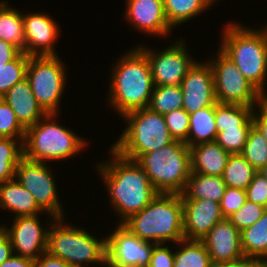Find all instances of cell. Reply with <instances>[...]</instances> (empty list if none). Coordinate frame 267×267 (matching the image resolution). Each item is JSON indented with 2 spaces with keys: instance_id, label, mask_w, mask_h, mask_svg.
I'll return each instance as SVG.
<instances>
[{
  "instance_id": "1",
  "label": "cell",
  "mask_w": 267,
  "mask_h": 267,
  "mask_svg": "<svg viewBox=\"0 0 267 267\" xmlns=\"http://www.w3.org/2000/svg\"><path fill=\"white\" fill-rule=\"evenodd\" d=\"M112 158L96 164L102 175L114 212L122 224L133 214L140 212L158 194L146 171L135 161L123 157L112 147Z\"/></svg>"
},
{
  "instance_id": "2",
  "label": "cell",
  "mask_w": 267,
  "mask_h": 267,
  "mask_svg": "<svg viewBox=\"0 0 267 267\" xmlns=\"http://www.w3.org/2000/svg\"><path fill=\"white\" fill-rule=\"evenodd\" d=\"M111 74L107 102L113 110L122 117L130 111L148 107L154 83L149 60L139 47L122 54L112 66Z\"/></svg>"
},
{
  "instance_id": "3",
  "label": "cell",
  "mask_w": 267,
  "mask_h": 267,
  "mask_svg": "<svg viewBox=\"0 0 267 267\" xmlns=\"http://www.w3.org/2000/svg\"><path fill=\"white\" fill-rule=\"evenodd\" d=\"M222 32L219 48L231 58L243 76L267 96V25L256 30L230 22Z\"/></svg>"
},
{
  "instance_id": "4",
  "label": "cell",
  "mask_w": 267,
  "mask_h": 267,
  "mask_svg": "<svg viewBox=\"0 0 267 267\" xmlns=\"http://www.w3.org/2000/svg\"><path fill=\"white\" fill-rule=\"evenodd\" d=\"M122 225L142 240L155 244L177 243L184 239L181 194L158 193L140 212Z\"/></svg>"
},
{
  "instance_id": "5",
  "label": "cell",
  "mask_w": 267,
  "mask_h": 267,
  "mask_svg": "<svg viewBox=\"0 0 267 267\" xmlns=\"http://www.w3.org/2000/svg\"><path fill=\"white\" fill-rule=\"evenodd\" d=\"M58 114L49 113L28 127L23 141V157L34 162L48 163L76 156L87 144L71 129L58 125Z\"/></svg>"
},
{
  "instance_id": "6",
  "label": "cell",
  "mask_w": 267,
  "mask_h": 267,
  "mask_svg": "<svg viewBox=\"0 0 267 267\" xmlns=\"http://www.w3.org/2000/svg\"><path fill=\"white\" fill-rule=\"evenodd\" d=\"M64 218L49 222L46 252L72 267L102 264L106 266V237L97 239L85 229L69 226ZM66 224V225H65ZM88 267V266H86Z\"/></svg>"
},
{
  "instance_id": "7",
  "label": "cell",
  "mask_w": 267,
  "mask_h": 267,
  "mask_svg": "<svg viewBox=\"0 0 267 267\" xmlns=\"http://www.w3.org/2000/svg\"><path fill=\"white\" fill-rule=\"evenodd\" d=\"M122 117L127 126L111 147L123 157L136 161L141 155L175 141L164 116L148 107L130 111Z\"/></svg>"
},
{
  "instance_id": "8",
  "label": "cell",
  "mask_w": 267,
  "mask_h": 267,
  "mask_svg": "<svg viewBox=\"0 0 267 267\" xmlns=\"http://www.w3.org/2000/svg\"><path fill=\"white\" fill-rule=\"evenodd\" d=\"M136 162L146 171L158 193H183L191 173L190 149L184 142L175 140L141 155Z\"/></svg>"
},
{
  "instance_id": "9",
  "label": "cell",
  "mask_w": 267,
  "mask_h": 267,
  "mask_svg": "<svg viewBox=\"0 0 267 267\" xmlns=\"http://www.w3.org/2000/svg\"><path fill=\"white\" fill-rule=\"evenodd\" d=\"M57 56H30L26 78L38 104L47 113L58 114L66 86V66Z\"/></svg>"
},
{
  "instance_id": "10",
  "label": "cell",
  "mask_w": 267,
  "mask_h": 267,
  "mask_svg": "<svg viewBox=\"0 0 267 267\" xmlns=\"http://www.w3.org/2000/svg\"><path fill=\"white\" fill-rule=\"evenodd\" d=\"M217 57L209 61L212 68L217 103L255 106L265 97L237 68L220 48Z\"/></svg>"
},
{
  "instance_id": "11",
  "label": "cell",
  "mask_w": 267,
  "mask_h": 267,
  "mask_svg": "<svg viewBox=\"0 0 267 267\" xmlns=\"http://www.w3.org/2000/svg\"><path fill=\"white\" fill-rule=\"evenodd\" d=\"M48 166L47 163L23 157L16 166L15 179L32 194L35 202L49 214L50 219L55 220L64 217V208L59 202L55 179Z\"/></svg>"
},
{
  "instance_id": "12",
  "label": "cell",
  "mask_w": 267,
  "mask_h": 267,
  "mask_svg": "<svg viewBox=\"0 0 267 267\" xmlns=\"http://www.w3.org/2000/svg\"><path fill=\"white\" fill-rule=\"evenodd\" d=\"M185 40L180 39L162 51L138 47L147 56L154 86H176L182 83L187 71L195 64L196 59L189 55Z\"/></svg>"
},
{
  "instance_id": "13",
  "label": "cell",
  "mask_w": 267,
  "mask_h": 267,
  "mask_svg": "<svg viewBox=\"0 0 267 267\" xmlns=\"http://www.w3.org/2000/svg\"><path fill=\"white\" fill-rule=\"evenodd\" d=\"M106 237V265L109 267H148L153 242L132 234L122 224Z\"/></svg>"
},
{
  "instance_id": "14",
  "label": "cell",
  "mask_w": 267,
  "mask_h": 267,
  "mask_svg": "<svg viewBox=\"0 0 267 267\" xmlns=\"http://www.w3.org/2000/svg\"><path fill=\"white\" fill-rule=\"evenodd\" d=\"M38 216L15 217L10 228L2 225L10 239L13 254L35 261L46 251L49 228L41 224Z\"/></svg>"
},
{
  "instance_id": "15",
  "label": "cell",
  "mask_w": 267,
  "mask_h": 267,
  "mask_svg": "<svg viewBox=\"0 0 267 267\" xmlns=\"http://www.w3.org/2000/svg\"><path fill=\"white\" fill-rule=\"evenodd\" d=\"M206 62L196 61L180 84L183 109L188 114L217 104L212 68L209 62Z\"/></svg>"
},
{
  "instance_id": "16",
  "label": "cell",
  "mask_w": 267,
  "mask_h": 267,
  "mask_svg": "<svg viewBox=\"0 0 267 267\" xmlns=\"http://www.w3.org/2000/svg\"><path fill=\"white\" fill-rule=\"evenodd\" d=\"M25 31V53L28 56H57L54 43L59 37V26L49 15L22 14Z\"/></svg>"
},
{
  "instance_id": "17",
  "label": "cell",
  "mask_w": 267,
  "mask_h": 267,
  "mask_svg": "<svg viewBox=\"0 0 267 267\" xmlns=\"http://www.w3.org/2000/svg\"><path fill=\"white\" fill-rule=\"evenodd\" d=\"M184 239L201 240L224 217L218 202L207 199H181Z\"/></svg>"
},
{
  "instance_id": "18",
  "label": "cell",
  "mask_w": 267,
  "mask_h": 267,
  "mask_svg": "<svg viewBox=\"0 0 267 267\" xmlns=\"http://www.w3.org/2000/svg\"><path fill=\"white\" fill-rule=\"evenodd\" d=\"M124 19L136 30L154 36L169 35L173 29L165 16L163 0H126Z\"/></svg>"
},
{
  "instance_id": "19",
  "label": "cell",
  "mask_w": 267,
  "mask_h": 267,
  "mask_svg": "<svg viewBox=\"0 0 267 267\" xmlns=\"http://www.w3.org/2000/svg\"><path fill=\"white\" fill-rule=\"evenodd\" d=\"M213 264L233 261L244 256L240 231L228 218L217 222L201 239Z\"/></svg>"
},
{
  "instance_id": "20",
  "label": "cell",
  "mask_w": 267,
  "mask_h": 267,
  "mask_svg": "<svg viewBox=\"0 0 267 267\" xmlns=\"http://www.w3.org/2000/svg\"><path fill=\"white\" fill-rule=\"evenodd\" d=\"M2 99L12 108L19 123L27 129L47 113L38 104L27 78L16 83Z\"/></svg>"
},
{
  "instance_id": "21",
  "label": "cell",
  "mask_w": 267,
  "mask_h": 267,
  "mask_svg": "<svg viewBox=\"0 0 267 267\" xmlns=\"http://www.w3.org/2000/svg\"><path fill=\"white\" fill-rule=\"evenodd\" d=\"M191 172L212 176H222L229 152L216 141L203 142L189 147Z\"/></svg>"
},
{
  "instance_id": "22",
  "label": "cell",
  "mask_w": 267,
  "mask_h": 267,
  "mask_svg": "<svg viewBox=\"0 0 267 267\" xmlns=\"http://www.w3.org/2000/svg\"><path fill=\"white\" fill-rule=\"evenodd\" d=\"M0 208L15 213L14 217L33 216L44 212L32 194L16 179L0 184Z\"/></svg>"
},
{
  "instance_id": "23",
  "label": "cell",
  "mask_w": 267,
  "mask_h": 267,
  "mask_svg": "<svg viewBox=\"0 0 267 267\" xmlns=\"http://www.w3.org/2000/svg\"><path fill=\"white\" fill-rule=\"evenodd\" d=\"M225 188L222 176L191 172L181 199H207L220 203Z\"/></svg>"
},
{
  "instance_id": "24",
  "label": "cell",
  "mask_w": 267,
  "mask_h": 267,
  "mask_svg": "<svg viewBox=\"0 0 267 267\" xmlns=\"http://www.w3.org/2000/svg\"><path fill=\"white\" fill-rule=\"evenodd\" d=\"M188 138L184 142L188 147L203 142H213L217 136L215 123V105L199 109L189 114Z\"/></svg>"
},
{
  "instance_id": "25",
  "label": "cell",
  "mask_w": 267,
  "mask_h": 267,
  "mask_svg": "<svg viewBox=\"0 0 267 267\" xmlns=\"http://www.w3.org/2000/svg\"><path fill=\"white\" fill-rule=\"evenodd\" d=\"M0 39L15 45L25 53V31L23 17L5 1H0Z\"/></svg>"
},
{
  "instance_id": "26",
  "label": "cell",
  "mask_w": 267,
  "mask_h": 267,
  "mask_svg": "<svg viewBox=\"0 0 267 267\" xmlns=\"http://www.w3.org/2000/svg\"><path fill=\"white\" fill-rule=\"evenodd\" d=\"M254 108L239 104L215 105V123L218 132L231 128H252Z\"/></svg>"
},
{
  "instance_id": "27",
  "label": "cell",
  "mask_w": 267,
  "mask_h": 267,
  "mask_svg": "<svg viewBox=\"0 0 267 267\" xmlns=\"http://www.w3.org/2000/svg\"><path fill=\"white\" fill-rule=\"evenodd\" d=\"M244 256L261 260L267 253V208L262 217L240 232Z\"/></svg>"
},
{
  "instance_id": "28",
  "label": "cell",
  "mask_w": 267,
  "mask_h": 267,
  "mask_svg": "<svg viewBox=\"0 0 267 267\" xmlns=\"http://www.w3.org/2000/svg\"><path fill=\"white\" fill-rule=\"evenodd\" d=\"M163 4L166 19L172 28L210 9L208 7L212 5L208 0H163Z\"/></svg>"
},
{
  "instance_id": "29",
  "label": "cell",
  "mask_w": 267,
  "mask_h": 267,
  "mask_svg": "<svg viewBox=\"0 0 267 267\" xmlns=\"http://www.w3.org/2000/svg\"><path fill=\"white\" fill-rule=\"evenodd\" d=\"M174 267H212L211 257L201 240L183 239L176 243Z\"/></svg>"
},
{
  "instance_id": "30",
  "label": "cell",
  "mask_w": 267,
  "mask_h": 267,
  "mask_svg": "<svg viewBox=\"0 0 267 267\" xmlns=\"http://www.w3.org/2000/svg\"><path fill=\"white\" fill-rule=\"evenodd\" d=\"M258 171L241 154H231L222 174L226 186L246 190Z\"/></svg>"
},
{
  "instance_id": "31",
  "label": "cell",
  "mask_w": 267,
  "mask_h": 267,
  "mask_svg": "<svg viewBox=\"0 0 267 267\" xmlns=\"http://www.w3.org/2000/svg\"><path fill=\"white\" fill-rule=\"evenodd\" d=\"M22 158L21 140L11 137L0 138V184L15 179V169Z\"/></svg>"
},
{
  "instance_id": "32",
  "label": "cell",
  "mask_w": 267,
  "mask_h": 267,
  "mask_svg": "<svg viewBox=\"0 0 267 267\" xmlns=\"http://www.w3.org/2000/svg\"><path fill=\"white\" fill-rule=\"evenodd\" d=\"M148 108L161 115L183 108V92L180 85L154 86Z\"/></svg>"
},
{
  "instance_id": "33",
  "label": "cell",
  "mask_w": 267,
  "mask_h": 267,
  "mask_svg": "<svg viewBox=\"0 0 267 267\" xmlns=\"http://www.w3.org/2000/svg\"><path fill=\"white\" fill-rule=\"evenodd\" d=\"M241 155L257 171H260L263 167L267 166V141L254 126H252L249 131Z\"/></svg>"
},
{
  "instance_id": "34",
  "label": "cell",
  "mask_w": 267,
  "mask_h": 267,
  "mask_svg": "<svg viewBox=\"0 0 267 267\" xmlns=\"http://www.w3.org/2000/svg\"><path fill=\"white\" fill-rule=\"evenodd\" d=\"M29 57L26 53L21 52L15 59L0 68V98L16 83L26 78Z\"/></svg>"
},
{
  "instance_id": "35",
  "label": "cell",
  "mask_w": 267,
  "mask_h": 267,
  "mask_svg": "<svg viewBox=\"0 0 267 267\" xmlns=\"http://www.w3.org/2000/svg\"><path fill=\"white\" fill-rule=\"evenodd\" d=\"M26 129L19 123L12 108L0 98V138L11 137L24 141Z\"/></svg>"
},
{
  "instance_id": "36",
  "label": "cell",
  "mask_w": 267,
  "mask_h": 267,
  "mask_svg": "<svg viewBox=\"0 0 267 267\" xmlns=\"http://www.w3.org/2000/svg\"><path fill=\"white\" fill-rule=\"evenodd\" d=\"M251 128H231L218 132L215 141L230 154L243 152Z\"/></svg>"
},
{
  "instance_id": "37",
  "label": "cell",
  "mask_w": 267,
  "mask_h": 267,
  "mask_svg": "<svg viewBox=\"0 0 267 267\" xmlns=\"http://www.w3.org/2000/svg\"><path fill=\"white\" fill-rule=\"evenodd\" d=\"M164 116L165 123L174 140L185 142L188 138L190 116L183 109L173 110Z\"/></svg>"
},
{
  "instance_id": "38",
  "label": "cell",
  "mask_w": 267,
  "mask_h": 267,
  "mask_svg": "<svg viewBox=\"0 0 267 267\" xmlns=\"http://www.w3.org/2000/svg\"><path fill=\"white\" fill-rule=\"evenodd\" d=\"M266 208L262 205L246 201L245 204L228 219L241 232L256 223Z\"/></svg>"
},
{
  "instance_id": "39",
  "label": "cell",
  "mask_w": 267,
  "mask_h": 267,
  "mask_svg": "<svg viewBox=\"0 0 267 267\" xmlns=\"http://www.w3.org/2000/svg\"><path fill=\"white\" fill-rule=\"evenodd\" d=\"M247 201L246 190L226 186L220 201L221 212L224 218H229L238 211Z\"/></svg>"
},
{
  "instance_id": "40",
  "label": "cell",
  "mask_w": 267,
  "mask_h": 267,
  "mask_svg": "<svg viewBox=\"0 0 267 267\" xmlns=\"http://www.w3.org/2000/svg\"><path fill=\"white\" fill-rule=\"evenodd\" d=\"M247 200L267 208V179L259 172L246 189Z\"/></svg>"
},
{
  "instance_id": "41",
  "label": "cell",
  "mask_w": 267,
  "mask_h": 267,
  "mask_svg": "<svg viewBox=\"0 0 267 267\" xmlns=\"http://www.w3.org/2000/svg\"><path fill=\"white\" fill-rule=\"evenodd\" d=\"M168 247L164 243L156 244L153 247L148 267H174L175 252Z\"/></svg>"
},
{
  "instance_id": "42",
  "label": "cell",
  "mask_w": 267,
  "mask_h": 267,
  "mask_svg": "<svg viewBox=\"0 0 267 267\" xmlns=\"http://www.w3.org/2000/svg\"><path fill=\"white\" fill-rule=\"evenodd\" d=\"M256 106V109L259 108V113L255 112L256 109H254L252 115L253 126L258 129L267 141V96H265Z\"/></svg>"
},
{
  "instance_id": "43",
  "label": "cell",
  "mask_w": 267,
  "mask_h": 267,
  "mask_svg": "<svg viewBox=\"0 0 267 267\" xmlns=\"http://www.w3.org/2000/svg\"><path fill=\"white\" fill-rule=\"evenodd\" d=\"M21 51L13 44L0 39V68L15 59Z\"/></svg>"
},
{
  "instance_id": "44",
  "label": "cell",
  "mask_w": 267,
  "mask_h": 267,
  "mask_svg": "<svg viewBox=\"0 0 267 267\" xmlns=\"http://www.w3.org/2000/svg\"><path fill=\"white\" fill-rule=\"evenodd\" d=\"M34 267H72V266L64 262L61 258L53 256L45 251L37 260H35Z\"/></svg>"
},
{
  "instance_id": "45",
  "label": "cell",
  "mask_w": 267,
  "mask_h": 267,
  "mask_svg": "<svg viewBox=\"0 0 267 267\" xmlns=\"http://www.w3.org/2000/svg\"><path fill=\"white\" fill-rule=\"evenodd\" d=\"M212 267H261L260 260L243 256L239 259L212 264Z\"/></svg>"
},
{
  "instance_id": "46",
  "label": "cell",
  "mask_w": 267,
  "mask_h": 267,
  "mask_svg": "<svg viewBox=\"0 0 267 267\" xmlns=\"http://www.w3.org/2000/svg\"><path fill=\"white\" fill-rule=\"evenodd\" d=\"M13 254L12 245L10 239L0 224V265L6 261Z\"/></svg>"
},
{
  "instance_id": "47",
  "label": "cell",
  "mask_w": 267,
  "mask_h": 267,
  "mask_svg": "<svg viewBox=\"0 0 267 267\" xmlns=\"http://www.w3.org/2000/svg\"><path fill=\"white\" fill-rule=\"evenodd\" d=\"M34 263L35 261L30 258L12 254L0 267H34Z\"/></svg>"
},
{
  "instance_id": "48",
  "label": "cell",
  "mask_w": 267,
  "mask_h": 267,
  "mask_svg": "<svg viewBox=\"0 0 267 267\" xmlns=\"http://www.w3.org/2000/svg\"><path fill=\"white\" fill-rule=\"evenodd\" d=\"M261 267H267V253L265 256L260 260Z\"/></svg>"
},
{
  "instance_id": "49",
  "label": "cell",
  "mask_w": 267,
  "mask_h": 267,
  "mask_svg": "<svg viewBox=\"0 0 267 267\" xmlns=\"http://www.w3.org/2000/svg\"><path fill=\"white\" fill-rule=\"evenodd\" d=\"M259 173H261L266 179H267V166L263 167L260 171H258Z\"/></svg>"
},
{
  "instance_id": "50",
  "label": "cell",
  "mask_w": 267,
  "mask_h": 267,
  "mask_svg": "<svg viewBox=\"0 0 267 267\" xmlns=\"http://www.w3.org/2000/svg\"><path fill=\"white\" fill-rule=\"evenodd\" d=\"M211 4H214L217 0H208Z\"/></svg>"
}]
</instances>
